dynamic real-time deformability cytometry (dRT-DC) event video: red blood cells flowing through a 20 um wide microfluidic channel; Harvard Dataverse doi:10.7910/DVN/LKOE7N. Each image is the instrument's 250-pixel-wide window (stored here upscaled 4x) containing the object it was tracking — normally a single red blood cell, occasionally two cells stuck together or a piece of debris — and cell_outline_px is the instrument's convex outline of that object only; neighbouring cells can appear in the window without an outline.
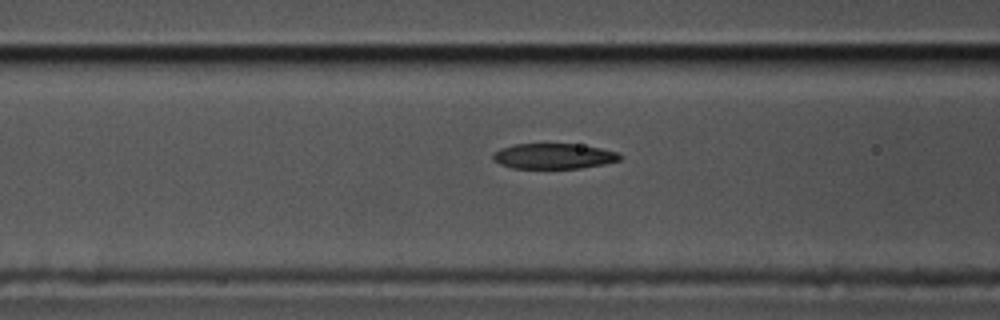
{"species": "common noctule bat (a hibernating species)", "species_latin": "Nyctalus noctula", "temperature_condition": "cold", "stored_images_in_passage": 8, "camera_frame_rate_fps": 3000, "um_per_image_px": 0.085, "animal": {"sex": "male", "body_mass_g": 17.5, "forearm_length_mm": 52.3}, "frame": {"image": 1, "passage_image": 6, "time_ms": 1.667, "image_size_px": [1000, 320], "cell_outline_px": [[624, 156], [620, 160], [604, 164], [580, 168], [512, 168], [500, 164], [492, 160], [492, 152], [500, 148], [516, 144], [576, 144], [600, 148], [616, 152]], "centroid_in_image_um": [47.03, 13.27], "position_along_channel_um": 119.6, "area_um2": 18.84}}